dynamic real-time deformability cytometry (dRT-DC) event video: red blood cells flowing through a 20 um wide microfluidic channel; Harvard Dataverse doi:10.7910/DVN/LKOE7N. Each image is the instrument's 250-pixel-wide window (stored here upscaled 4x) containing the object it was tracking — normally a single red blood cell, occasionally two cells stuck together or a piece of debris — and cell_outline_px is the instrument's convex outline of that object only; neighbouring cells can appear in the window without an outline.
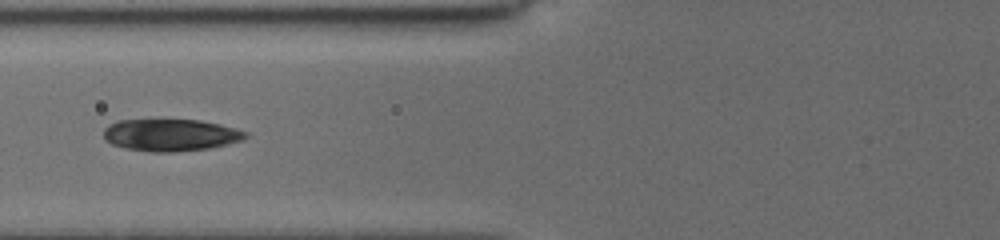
{"species": "common noctule bat (a hibernating species)", "species_latin": "Nyctalus noctula", "temperature_condition": "cold", "stored_images_in_passage": 20, "camera_frame_rate_fps": 3000, "um_per_image_px": 0.085, "animal": {"sex": "female", "body_mass_g": 19.5, "forearm_length_mm": 54.1}, "frame": {"image": 1, "passage_image": 13, "time_ms": 7.667, "image_size_px": [1000, 240], "cell_outline_px": [[248, 136], [244, 140], [212, 148], [172, 152], [148, 152], [124, 148], [112, 144], [104, 136], [104, 128], [108, 124], [116, 120], [200, 120], [220, 124], [236, 128], [248, 132]], "centroid_in_image_um": [14.53, 11.48], "position_along_channel_um": 111.3, "area_um2": 26.76}}
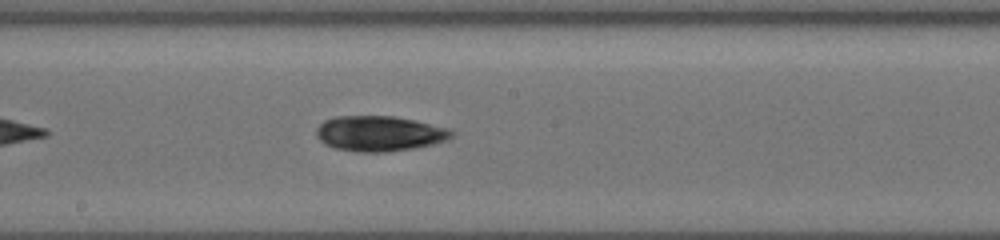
{"frame": {"image": 2, "passage_image": 18, "time_ms": 10.333, "image_size_px": [1000, 240], "cell_outline_px": [[452, 136], [448, 140], [432, 144], [412, 148], [384, 152], [356, 152], [332, 148], [324, 144], [316, 136], [316, 128], [324, 120], [336, 116], [392, 116], [416, 120], [448, 128], [452, 132]], "centroid_in_image_um": [32.2, 11.35], "position_along_channel_um": 216.0, "area_um2": 27.92}}
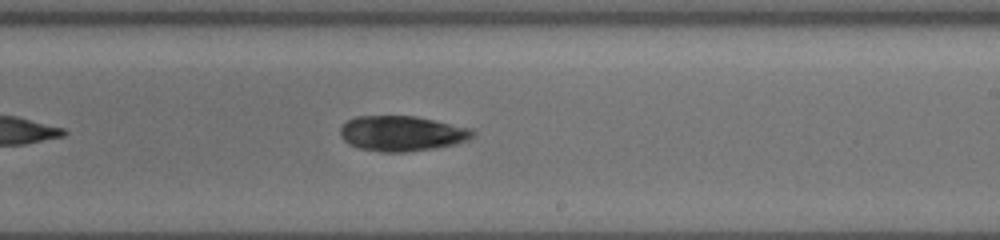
{"frame": {"image": 3, "passage_image": 20, "time_ms": 11.333, "image_size_px": [1000, 240], "cell_outline_px": [[476, 136], [472, 140], [456, 144], [436, 148], [404, 152], [380, 152], [356, 148], [348, 144], [340, 136], [340, 128], [348, 120], [356, 116], [416, 116], [472, 128], [476, 132]], "centroid_in_image_um": [34.2, 11.35], "position_along_channel_um": 254.8, "area_um2": 27.69}}